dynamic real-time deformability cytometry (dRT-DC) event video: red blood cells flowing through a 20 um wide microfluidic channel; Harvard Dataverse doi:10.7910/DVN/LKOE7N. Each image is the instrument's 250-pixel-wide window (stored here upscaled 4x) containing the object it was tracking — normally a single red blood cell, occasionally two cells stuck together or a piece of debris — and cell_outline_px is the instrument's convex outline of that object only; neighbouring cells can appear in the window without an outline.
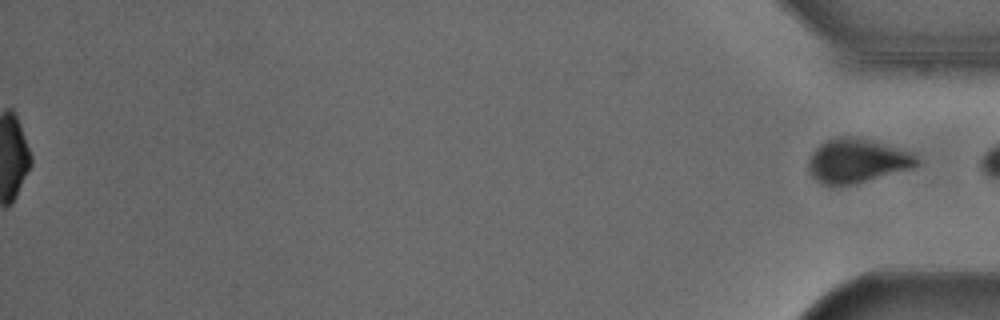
{"species": "Egyptian fruit bat (a non-hibernating species)", "species_latin": "Rousettus aegyptiacus", "temperature_condition": "cold", "stored_images_in_passage": 54, "segment_of_instrument_passage": [2, 2], "camera_frame_rate_fps": 3000, "um_per_image_px": 0.085, "animal": {"sex": "male"}, "frame": {"image": 1, "passage_image": 54, "time_ms": 17.667, "image_size_px": [1000, 320], "cell_outline_px": [[920, 164], [912, 168], [856, 184], [832, 188], [820, 184], [808, 172], [808, 160], [812, 152], [824, 140], [836, 136], [860, 136], [916, 152], [920, 160]], "centroid_in_image_um": [72.86, 13.67], "position_along_channel_um": 362.3, "area_um2": 29.13}}